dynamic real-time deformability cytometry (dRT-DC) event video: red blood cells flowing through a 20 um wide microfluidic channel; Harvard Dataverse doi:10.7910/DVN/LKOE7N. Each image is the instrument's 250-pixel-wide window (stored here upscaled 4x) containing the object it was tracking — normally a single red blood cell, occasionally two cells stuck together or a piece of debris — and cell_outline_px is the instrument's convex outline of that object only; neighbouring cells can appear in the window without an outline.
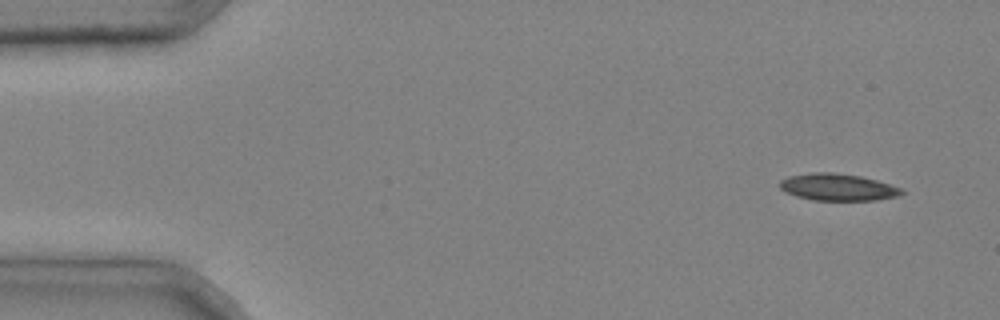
{"species": "common noctule bat (a hibernating species)", "species_latin": "Nyctalus noctula", "temperature_condition": "cold", "stored_images_in_passage": 2, "segment_of_instrument_passage": [2, 2], "camera_frame_rate_fps": 3000, "um_per_image_px": 0.085, "animal": {"sex": "male", "body_mass_g": 20.4}, "frame": {"image": 1, "passage_image": 2, "time_ms": 0.333, "image_size_px": [1000, 320], "cell_outline_px": [[904, 192], [900, 196], [876, 200], [812, 200], [796, 196], [784, 192], [780, 188], [780, 180], [788, 176], [812, 172], [832, 172], [860, 176], [876, 180], [904, 188]], "centroid_in_image_um": [71.22, 15.91], "position_along_channel_um": 13.8, "area_um2": 19.31}}